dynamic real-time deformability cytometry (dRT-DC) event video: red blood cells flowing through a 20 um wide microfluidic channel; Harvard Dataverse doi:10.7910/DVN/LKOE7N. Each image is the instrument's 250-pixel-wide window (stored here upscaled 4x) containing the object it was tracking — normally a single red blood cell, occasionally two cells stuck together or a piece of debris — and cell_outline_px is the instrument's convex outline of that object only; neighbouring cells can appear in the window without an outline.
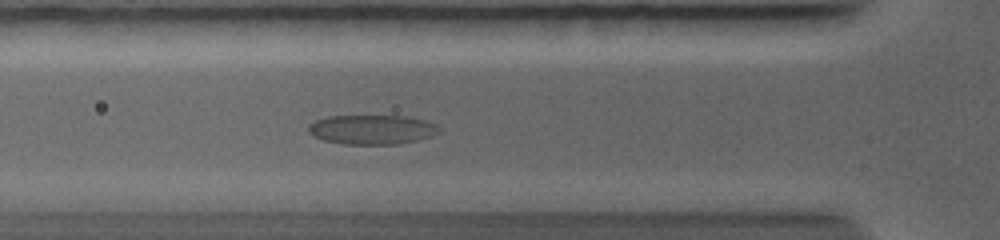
{"species": "common noctule bat (a hibernating species)", "species_latin": "Nyctalus noctula", "temperature_condition": "warm", "stored_images_in_passage": 20, "camera_frame_rate_fps": 5000, "um_per_image_px": 0.085, "animal": {"sex": "female", "body_mass_g": 19.0, "forearm_length_mm": 56.7}, "frame": {"image": 1, "passage_image": 11, "time_ms": 3.6, "image_size_px": [1000, 240], "cell_outline_px": [[440, 132], [432, 136], [416, 140], [396, 144], [344, 144], [324, 140], [308, 132], [308, 124], [316, 120], [328, 116], [404, 116], [424, 120], [436, 124], [440, 128]], "centroid_in_image_um": [31.62, 11.01], "position_along_channel_um": 94.2, "area_um2": 22.31}}
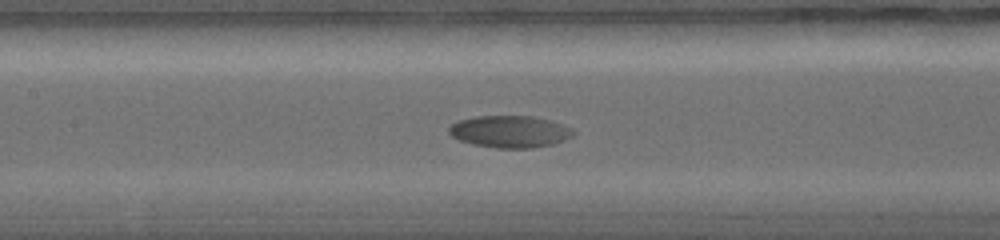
{"frame": {"image": 2, "passage_image": 15, "time_ms": 5.2, "image_size_px": [1000, 240], "cell_outline_px": [[576, 132], [572, 136], [564, 140], [552, 144], [532, 148], [496, 148], [472, 144], [460, 140], [452, 136], [448, 132], [448, 128], [452, 124], [460, 120], [476, 116], [532, 116], [552, 120], [564, 124], [572, 128]], "centroid_in_image_um": [43.37, 11.18], "position_along_channel_um": 164.0, "area_um2": 23.29}}
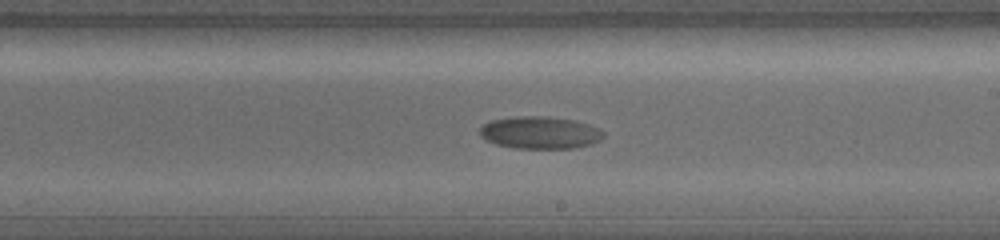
{"frame": {"image": 3, "passage_image": 20, "time_ms": 7.0, "image_size_px": [1000, 240], "cell_outline_px": [[604, 136], [600, 140], [592, 144], [572, 148], [516, 148], [496, 144], [480, 136], [480, 128], [484, 124], [492, 120], [512, 116], [548, 116], [576, 120], [600, 128], [604, 132]], "centroid_in_image_um": [45.93, 11.26], "position_along_channel_um": 243.1, "area_um2": 23.41}}